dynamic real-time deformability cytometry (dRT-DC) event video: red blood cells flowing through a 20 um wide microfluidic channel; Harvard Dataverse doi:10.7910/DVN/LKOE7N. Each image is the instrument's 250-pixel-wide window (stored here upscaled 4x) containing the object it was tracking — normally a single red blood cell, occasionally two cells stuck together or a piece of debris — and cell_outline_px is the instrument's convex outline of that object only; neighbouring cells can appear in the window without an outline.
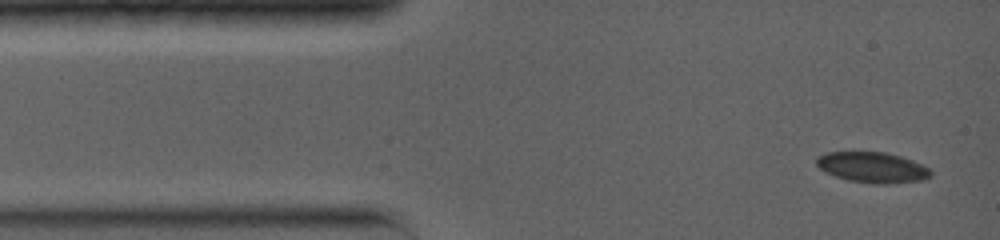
{"species": "common noctule bat (a hibernating species)", "species_latin": "Nyctalus noctula", "temperature_condition": "warm", "stored_images_in_passage": 34, "camera_frame_rate_fps": 5000, "um_per_image_px": 0.085, "animal": {"sex": "female", "body_mass_g": 19.0, "forearm_length_mm": 56.7}, "frame": {"image": 1, "passage_image": 1, "time_ms": 0.0, "image_size_px": [1000, 240], "cell_outline_px": [[932, 176], [924, 180], [888, 184], [876, 184], [848, 180], [824, 172], [816, 164], [816, 156], [828, 152], [884, 152], [900, 156], [912, 160], [928, 168], [932, 172]], "centroid_in_image_um": [74.15, 14.23], "position_along_channel_um": 10.8, "area_um2": 20.4}}
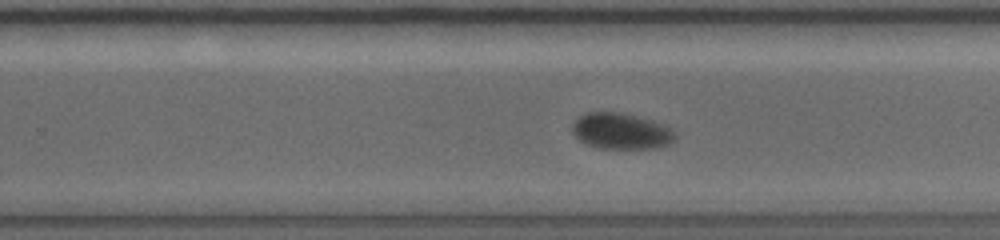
{"frame": {"image": 2, "passage_image": 20, "time_ms": 8.4, "image_size_px": [1000, 240], "cell_outline_px": [[676, 140], [668, 144], [652, 148], [600, 148], [584, 144], [572, 132], [572, 124], [584, 112], [616, 112], [636, 116], [652, 120], [668, 128], [676, 136]], "centroid_in_image_um": [52.74, 11.15], "position_along_channel_um": 277.1, "area_um2": 21.33}}
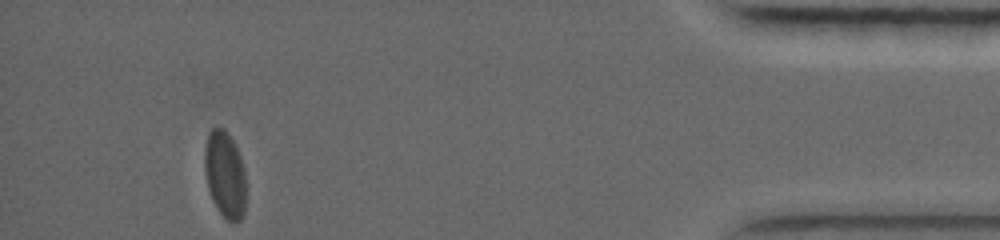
{"frame": {"image": 3, "passage_image": 34, "time_ms": 13.8, "image_size_px": [1000, 240], "cell_outline_px": [[244, 216], [240, 220], [232, 224], [216, 208], [212, 200], [208, 188], [204, 168], [204, 148], [208, 132], [216, 124], [224, 128], [228, 132], [240, 156], [244, 168]], "centroid_in_image_um": [19.09, 14.8], "position_along_channel_um": 416.1, "area_um2": 21.1}, "authors_computed_cell_mechanics": {"area_um2": 21.5883, "velocity_mm_per_s": 3.9257, "shape_relaxation_time_tau1_ms": 2.9035, "shape_relaxation_time_tau2_ms": null, "deformation_change_tau1": 0.082, "deformation_change_tau2": null}}